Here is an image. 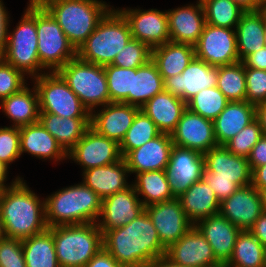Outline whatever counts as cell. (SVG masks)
<instances>
[{
  "label": "cell",
  "mask_w": 266,
  "mask_h": 267,
  "mask_svg": "<svg viewBox=\"0 0 266 267\" xmlns=\"http://www.w3.org/2000/svg\"><path fill=\"white\" fill-rule=\"evenodd\" d=\"M9 15L6 11V7L3 4L2 0H0V55L6 48L7 36L9 32Z\"/></svg>",
  "instance_id": "54"
},
{
  "label": "cell",
  "mask_w": 266,
  "mask_h": 267,
  "mask_svg": "<svg viewBox=\"0 0 266 267\" xmlns=\"http://www.w3.org/2000/svg\"><path fill=\"white\" fill-rule=\"evenodd\" d=\"M217 88L229 101H246L245 66L242 61L218 66Z\"/></svg>",
  "instance_id": "39"
},
{
  "label": "cell",
  "mask_w": 266,
  "mask_h": 267,
  "mask_svg": "<svg viewBox=\"0 0 266 267\" xmlns=\"http://www.w3.org/2000/svg\"><path fill=\"white\" fill-rule=\"evenodd\" d=\"M103 248L124 267H147L166 254L146 211L127 225L105 231Z\"/></svg>",
  "instance_id": "1"
},
{
  "label": "cell",
  "mask_w": 266,
  "mask_h": 267,
  "mask_svg": "<svg viewBox=\"0 0 266 267\" xmlns=\"http://www.w3.org/2000/svg\"><path fill=\"white\" fill-rule=\"evenodd\" d=\"M263 212L260 192L252 184L220 202L219 214L241 230H249Z\"/></svg>",
  "instance_id": "19"
},
{
  "label": "cell",
  "mask_w": 266,
  "mask_h": 267,
  "mask_svg": "<svg viewBox=\"0 0 266 267\" xmlns=\"http://www.w3.org/2000/svg\"><path fill=\"white\" fill-rule=\"evenodd\" d=\"M251 184L258 190L266 187V165L256 167L252 171V183Z\"/></svg>",
  "instance_id": "56"
},
{
  "label": "cell",
  "mask_w": 266,
  "mask_h": 267,
  "mask_svg": "<svg viewBox=\"0 0 266 267\" xmlns=\"http://www.w3.org/2000/svg\"><path fill=\"white\" fill-rule=\"evenodd\" d=\"M255 119V105L247 101H229L213 121L218 145H225Z\"/></svg>",
  "instance_id": "29"
},
{
  "label": "cell",
  "mask_w": 266,
  "mask_h": 267,
  "mask_svg": "<svg viewBox=\"0 0 266 267\" xmlns=\"http://www.w3.org/2000/svg\"><path fill=\"white\" fill-rule=\"evenodd\" d=\"M235 29L205 24L195 47V57L212 66H223L239 60Z\"/></svg>",
  "instance_id": "11"
},
{
  "label": "cell",
  "mask_w": 266,
  "mask_h": 267,
  "mask_svg": "<svg viewBox=\"0 0 266 267\" xmlns=\"http://www.w3.org/2000/svg\"><path fill=\"white\" fill-rule=\"evenodd\" d=\"M173 145L171 134L160 133L141 147L131 150L124 157L129 173L165 170Z\"/></svg>",
  "instance_id": "22"
},
{
  "label": "cell",
  "mask_w": 266,
  "mask_h": 267,
  "mask_svg": "<svg viewBox=\"0 0 266 267\" xmlns=\"http://www.w3.org/2000/svg\"><path fill=\"white\" fill-rule=\"evenodd\" d=\"M0 267H27L21 239L0 240Z\"/></svg>",
  "instance_id": "49"
},
{
  "label": "cell",
  "mask_w": 266,
  "mask_h": 267,
  "mask_svg": "<svg viewBox=\"0 0 266 267\" xmlns=\"http://www.w3.org/2000/svg\"><path fill=\"white\" fill-rule=\"evenodd\" d=\"M262 135L261 126L255 118L224 146L234 155L247 158L250 155L251 149L259 141Z\"/></svg>",
  "instance_id": "45"
},
{
  "label": "cell",
  "mask_w": 266,
  "mask_h": 267,
  "mask_svg": "<svg viewBox=\"0 0 266 267\" xmlns=\"http://www.w3.org/2000/svg\"><path fill=\"white\" fill-rule=\"evenodd\" d=\"M236 3L243 11H258L260 4L256 0H232Z\"/></svg>",
  "instance_id": "59"
},
{
  "label": "cell",
  "mask_w": 266,
  "mask_h": 267,
  "mask_svg": "<svg viewBox=\"0 0 266 267\" xmlns=\"http://www.w3.org/2000/svg\"><path fill=\"white\" fill-rule=\"evenodd\" d=\"M20 130L19 127L0 128V161L6 165L20 158Z\"/></svg>",
  "instance_id": "47"
},
{
  "label": "cell",
  "mask_w": 266,
  "mask_h": 267,
  "mask_svg": "<svg viewBox=\"0 0 266 267\" xmlns=\"http://www.w3.org/2000/svg\"><path fill=\"white\" fill-rule=\"evenodd\" d=\"M259 4H261L264 0H256Z\"/></svg>",
  "instance_id": "67"
},
{
  "label": "cell",
  "mask_w": 266,
  "mask_h": 267,
  "mask_svg": "<svg viewBox=\"0 0 266 267\" xmlns=\"http://www.w3.org/2000/svg\"><path fill=\"white\" fill-rule=\"evenodd\" d=\"M165 257L176 265L186 267L220 265L214 256L211 245L195 225L166 249Z\"/></svg>",
  "instance_id": "18"
},
{
  "label": "cell",
  "mask_w": 266,
  "mask_h": 267,
  "mask_svg": "<svg viewBox=\"0 0 266 267\" xmlns=\"http://www.w3.org/2000/svg\"><path fill=\"white\" fill-rule=\"evenodd\" d=\"M218 67L194 57L181 74L164 79V90L187 103L199 91L217 86Z\"/></svg>",
  "instance_id": "16"
},
{
  "label": "cell",
  "mask_w": 266,
  "mask_h": 267,
  "mask_svg": "<svg viewBox=\"0 0 266 267\" xmlns=\"http://www.w3.org/2000/svg\"><path fill=\"white\" fill-rule=\"evenodd\" d=\"M20 153L25 152L39 159L61 161L67 153L40 122L19 127Z\"/></svg>",
  "instance_id": "27"
},
{
  "label": "cell",
  "mask_w": 266,
  "mask_h": 267,
  "mask_svg": "<svg viewBox=\"0 0 266 267\" xmlns=\"http://www.w3.org/2000/svg\"><path fill=\"white\" fill-rule=\"evenodd\" d=\"M194 57L195 47L184 43L168 41L151 49V59L163 80L181 74Z\"/></svg>",
  "instance_id": "33"
},
{
  "label": "cell",
  "mask_w": 266,
  "mask_h": 267,
  "mask_svg": "<svg viewBox=\"0 0 266 267\" xmlns=\"http://www.w3.org/2000/svg\"><path fill=\"white\" fill-rule=\"evenodd\" d=\"M57 72L90 113L98 106L103 108L111 103L104 66L75 57Z\"/></svg>",
  "instance_id": "8"
},
{
  "label": "cell",
  "mask_w": 266,
  "mask_h": 267,
  "mask_svg": "<svg viewBox=\"0 0 266 267\" xmlns=\"http://www.w3.org/2000/svg\"><path fill=\"white\" fill-rule=\"evenodd\" d=\"M39 122L68 153L90 127V118H65L51 113H39Z\"/></svg>",
  "instance_id": "32"
},
{
  "label": "cell",
  "mask_w": 266,
  "mask_h": 267,
  "mask_svg": "<svg viewBox=\"0 0 266 267\" xmlns=\"http://www.w3.org/2000/svg\"><path fill=\"white\" fill-rule=\"evenodd\" d=\"M37 47L36 5H27L16 28L8 32L6 48L0 57L24 76L34 79L45 70L40 64Z\"/></svg>",
  "instance_id": "7"
},
{
  "label": "cell",
  "mask_w": 266,
  "mask_h": 267,
  "mask_svg": "<svg viewBox=\"0 0 266 267\" xmlns=\"http://www.w3.org/2000/svg\"><path fill=\"white\" fill-rule=\"evenodd\" d=\"M171 137L174 145L193 149L202 154L218 145L213 121L192 112L188 108L182 113Z\"/></svg>",
  "instance_id": "20"
},
{
  "label": "cell",
  "mask_w": 266,
  "mask_h": 267,
  "mask_svg": "<svg viewBox=\"0 0 266 267\" xmlns=\"http://www.w3.org/2000/svg\"><path fill=\"white\" fill-rule=\"evenodd\" d=\"M84 267H124L102 248Z\"/></svg>",
  "instance_id": "52"
},
{
  "label": "cell",
  "mask_w": 266,
  "mask_h": 267,
  "mask_svg": "<svg viewBox=\"0 0 266 267\" xmlns=\"http://www.w3.org/2000/svg\"><path fill=\"white\" fill-rule=\"evenodd\" d=\"M151 59V49L137 39H131L115 56L111 65L121 68H138Z\"/></svg>",
  "instance_id": "44"
},
{
  "label": "cell",
  "mask_w": 266,
  "mask_h": 267,
  "mask_svg": "<svg viewBox=\"0 0 266 267\" xmlns=\"http://www.w3.org/2000/svg\"><path fill=\"white\" fill-rule=\"evenodd\" d=\"M135 176L136 180L132 185L137 195L144 197V200H140L145 207L175 198L172 195L165 170L140 172Z\"/></svg>",
  "instance_id": "37"
},
{
  "label": "cell",
  "mask_w": 266,
  "mask_h": 267,
  "mask_svg": "<svg viewBox=\"0 0 266 267\" xmlns=\"http://www.w3.org/2000/svg\"><path fill=\"white\" fill-rule=\"evenodd\" d=\"M246 101L257 105L266 101V70L245 67Z\"/></svg>",
  "instance_id": "48"
},
{
  "label": "cell",
  "mask_w": 266,
  "mask_h": 267,
  "mask_svg": "<svg viewBox=\"0 0 266 267\" xmlns=\"http://www.w3.org/2000/svg\"><path fill=\"white\" fill-rule=\"evenodd\" d=\"M27 267H60L52 232L45 231L22 240Z\"/></svg>",
  "instance_id": "36"
},
{
  "label": "cell",
  "mask_w": 266,
  "mask_h": 267,
  "mask_svg": "<svg viewBox=\"0 0 266 267\" xmlns=\"http://www.w3.org/2000/svg\"><path fill=\"white\" fill-rule=\"evenodd\" d=\"M111 102L128 104V94L132 93L133 68H121L115 65L104 66Z\"/></svg>",
  "instance_id": "43"
},
{
  "label": "cell",
  "mask_w": 266,
  "mask_h": 267,
  "mask_svg": "<svg viewBox=\"0 0 266 267\" xmlns=\"http://www.w3.org/2000/svg\"><path fill=\"white\" fill-rule=\"evenodd\" d=\"M4 114L12 120L13 127H22L39 122L38 93L26 85L19 92L10 95L1 102Z\"/></svg>",
  "instance_id": "34"
},
{
  "label": "cell",
  "mask_w": 266,
  "mask_h": 267,
  "mask_svg": "<svg viewBox=\"0 0 266 267\" xmlns=\"http://www.w3.org/2000/svg\"><path fill=\"white\" fill-rule=\"evenodd\" d=\"M235 31L240 61L266 46V21L259 10L244 12Z\"/></svg>",
  "instance_id": "31"
},
{
  "label": "cell",
  "mask_w": 266,
  "mask_h": 267,
  "mask_svg": "<svg viewBox=\"0 0 266 267\" xmlns=\"http://www.w3.org/2000/svg\"><path fill=\"white\" fill-rule=\"evenodd\" d=\"M82 172V182L102 199L131 185L127 182L129 170L123 157L113 164L93 167Z\"/></svg>",
  "instance_id": "26"
},
{
  "label": "cell",
  "mask_w": 266,
  "mask_h": 267,
  "mask_svg": "<svg viewBox=\"0 0 266 267\" xmlns=\"http://www.w3.org/2000/svg\"><path fill=\"white\" fill-rule=\"evenodd\" d=\"M255 118L261 126L263 135L266 136V101L255 105Z\"/></svg>",
  "instance_id": "57"
},
{
  "label": "cell",
  "mask_w": 266,
  "mask_h": 267,
  "mask_svg": "<svg viewBox=\"0 0 266 267\" xmlns=\"http://www.w3.org/2000/svg\"><path fill=\"white\" fill-rule=\"evenodd\" d=\"M36 28L39 61L47 72L58 71L68 61L77 57V50L42 5H36Z\"/></svg>",
  "instance_id": "10"
},
{
  "label": "cell",
  "mask_w": 266,
  "mask_h": 267,
  "mask_svg": "<svg viewBox=\"0 0 266 267\" xmlns=\"http://www.w3.org/2000/svg\"><path fill=\"white\" fill-rule=\"evenodd\" d=\"M195 226L211 245L216 260L227 264L241 229L220 214L200 219Z\"/></svg>",
  "instance_id": "25"
},
{
  "label": "cell",
  "mask_w": 266,
  "mask_h": 267,
  "mask_svg": "<svg viewBox=\"0 0 266 267\" xmlns=\"http://www.w3.org/2000/svg\"><path fill=\"white\" fill-rule=\"evenodd\" d=\"M228 102L226 96L215 86L199 91L186 103V106L192 112L214 121Z\"/></svg>",
  "instance_id": "42"
},
{
  "label": "cell",
  "mask_w": 266,
  "mask_h": 267,
  "mask_svg": "<svg viewBox=\"0 0 266 267\" xmlns=\"http://www.w3.org/2000/svg\"><path fill=\"white\" fill-rule=\"evenodd\" d=\"M42 6L56 20L76 50L111 9L102 0H48Z\"/></svg>",
  "instance_id": "4"
},
{
  "label": "cell",
  "mask_w": 266,
  "mask_h": 267,
  "mask_svg": "<svg viewBox=\"0 0 266 267\" xmlns=\"http://www.w3.org/2000/svg\"><path fill=\"white\" fill-rule=\"evenodd\" d=\"M67 158L78 163L83 171L118 162L122 156L119 144L89 127L83 137L67 153Z\"/></svg>",
  "instance_id": "13"
},
{
  "label": "cell",
  "mask_w": 266,
  "mask_h": 267,
  "mask_svg": "<svg viewBox=\"0 0 266 267\" xmlns=\"http://www.w3.org/2000/svg\"><path fill=\"white\" fill-rule=\"evenodd\" d=\"M259 11L263 14V17L266 21V0H264L261 4H260V8Z\"/></svg>",
  "instance_id": "62"
},
{
  "label": "cell",
  "mask_w": 266,
  "mask_h": 267,
  "mask_svg": "<svg viewBox=\"0 0 266 267\" xmlns=\"http://www.w3.org/2000/svg\"><path fill=\"white\" fill-rule=\"evenodd\" d=\"M145 211L137 192L131 184L125 190L102 199L101 212L96 224L102 233L127 225Z\"/></svg>",
  "instance_id": "17"
},
{
  "label": "cell",
  "mask_w": 266,
  "mask_h": 267,
  "mask_svg": "<svg viewBox=\"0 0 266 267\" xmlns=\"http://www.w3.org/2000/svg\"><path fill=\"white\" fill-rule=\"evenodd\" d=\"M204 168L201 152L173 145L165 169L172 195L179 198L193 183L201 180Z\"/></svg>",
  "instance_id": "12"
},
{
  "label": "cell",
  "mask_w": 266,
  "mask_h": 267,
  "mask_svg": "<svg viewBox=\"0 0 266 267\" xmlns=\"http://www.w3.org/2000/svg\"><path fill=\"white\" fill-rule=\"evenodd\" d=\"M128 21L133 39L146 44L150 49L170 41L167 12L157 9L117 8Z\"/></svg>",
  "instance_id": "14"
},
{
  "label": "cell",
  "mask_w": 266,
  "mask_h": 267,
  "mask_svg": "<svg viewBox=\"0 0 266 267\" xmlns=\"http://www.w3.org/2000/svg\"><path fill=\"white\" fill-rule=\"evenodd\" d=\"M263 267H266V247H265V252H264Z\"/></svg>",
  "instance_id": "65"
},
{
  "label": "cell",
  "mask_w": 266,
  "mask_h": 267,
  "mask_svg": "<svg viewBox=\"0 0 266 267\" xmlns=\"http://www.w3.org/2000/svg\"><path fill=\"white\" fill-rule=\"evenodd\" d=\"M251 170L266 165V136L262 135L247 157Z\"/></svg>",
  "instance_id": "51"
},
{
  "label": "cell",
  "mask_w": 266,
  "mask_h": 267,
  "mask_svg": "<svg viewBox=\"0 0 266 267\" xmlns=\"http://www.w3.org/2000/svg\"><path fill=\"white\" fill-rule=\"evenodd\" d=\"M203 155L205 168L215 178L232 179L239 187L251 185L252 170L246 157L234 155L224 145H217Z\"/></svg>",
  "instance_id": "23"
},
{
  "label": "cell",
  "mask_w": 266,
  "mask_h": 267,
  "mask_svg": "<svg viewBox=\"0 0 266 267\" xmlns=\"http://www.w3.org/2000/svg\"><path fill=\"white\" fill-rule=\"evenodd\" d=\"M48 0H29L28 5H43Z\"/></svg>",
  "instance_id": "63"
},
{
  "label": "cell",
  "mask_w": 266,
  "mask_h": 267,
  "mask_svg": "<svg viewBox=\"0 0 266 267\" xmlns=\"http://www.w3.org/2000/svg\"><path fill=\"white\" fill-rule=\"evenodd\" d=\"M164 80L156 64L150 59L145 65L133 68L132 93L128 104L141 108L147 101L164 90Z\"/></svg>",
  "instance_id": "35"
},
{
  "label": "cell",
  "mask_w": 266,
  "mask_h": 267,
  "mask_svg": "<svg viewBox=\"0 0 266 267\" xmlns=\"http://www.w3.org/2000/svg\"><path fill=\"white\" fill-rule=\"evenodd\" d=\"M249 231L257 238L261 244L266 247V212L264 211L261 216L256 220L254 225Z\"/></svg>",
  "instance_id": "55"
},
{
  "label": "cell",
  "mask_w": 266,
  "mask_h": 267,
  "mask_svg": "<svg viewBox=\"0 0 266 267\" xmlns=\"http://www.w3.org/2000/svg\"><path fill=\"white\" fill-rule=\"evenodd\" d=\"M242 63L245 67L266 70V46L246 56Z\"/></svg>",
  "instance_id": "53"
},
{
  "label": "cell",
  "mask_w": 266,
  "mask_h": 267,
  "mask_svg": "<svg viewBox=\"0 0 266 267\" xmlns=\"http://www.w3.org/2000/svg\"><path fill=\"white\" fill-rule=\"evenodd\" d=\"M147 267H186V266L176 265L172 263L167 257L163 256L160 258H156Z\"/></svg>",
  "instance_id": "60"
},
{
  "label": "cell",
  "mask_w": 266,
  "mask_h": 267,
  "mask_svg": "<svg viewBox=\"0 0 266 267\" xmlns=\"http://www.w3.org/2000/svg\"><path fill=\"white\" fill-rule=\"evenodd\" d=\"M207 24L235 29L243 11L232 0H204L202 2Z\"/></svg>",
  "instance_id": "41"
},
{
  "label": "cell",
  "mask_w": 266,
  "mask_h": 267,
  "mask_svg": "<svg viewBox=\"0 0 266 267\" xmlns=\"http://www.w3.org/2000/svg\"><path fill=\"white\" fill-rule=\"evenodd\" d=\"M25 76L0 57V102L28 85Z\"/></svg>",
  "instance_id": "46"
},
{
  "label": "cell",
  "mask_w": 266,
  "mask_h": 267,
  "mask_svg": "<svg viewBox=\"0 0 266 267\" xmlns=\"http://www.w3.org/2000/svg\"><path fill=\"white\" fill-rule=\"evenodd\" d=\"M103 107L97 113L91 112L90 127L120 144L141 109L122 102H111Z\"/></svg>",
  "instance_id": "21"
},
{
  "label": "cell",
  "mask_w": 266,
  "mask_h": 267,
  "mask_svg": "<svg viewBox=\"0 0 266 267\" xmlns=\"http://www.w3.org/2000/svg\"><path fill=\"white\" fill-rule=\"evenodd\" d=\"M160 133L154 121L140 110L119 144L121 156L124 158L131 150L141 147Z\"/></svg>",
  "instance_id": "40"
},
{
  "label": "cell",
  "mask_w": 266,
  "mask_h": 267,
  "mask_svg": "<svg viewBox=\"0 0 266 267\" xmlns=\"http://www.w3.org/2000/svg\"><path fill=\"white\" fill-rule=\"evenodd\" d=\"M215 267H228L226 264H220V265H217Z\"/></svg>",
  "instance_id": "66"
},
{
  "label": "cell",
  "mask_w": 266,
  "mask_h": 267,
  "mask_svg": "<svg viewBox=\"0 0 266 267\" xmlns=\"http://www.w3.org/2000/svg\"><path fill=\"white\" fill-rule=\"evenodd\" d=\"M60 267H84L103 248V233L96 223L48 228Z\"/></svg>",
  "instance_id": "6"
},
{
  "label": "cell",
  "mask_w": 266,
  "mask_h": 267,
  "mask_svg": "<svg viewBox=\"0 0 266 267\" xmlns=\"http://www.w3.org/2000/svg\"><path fill=\"white\" fill-rule=\"evenodd\" d=\"M33 81L38 93L39 113L65 118H90L91 113L57 71H44Z\"/></svg>",
  "instance_id": "9"
},
{
  "label": "cell",
  "mask_w": 266,
  "mask_h": 267,
  "mask_svg": "<svg viewBox=\"0 0 266 267\" xmlns=\"http://www.w3.org/2000/svg\"><path fill=\"white\" fill-rule=\"evenodd\" d=\"M102 198L83 182L57 190L45 198V219L49 227L96 223Z\"/></svg>",
  "instance_id": "3"
},
{
  "label": "cell",
  "mask_w": 266,
  "mask_h": 267,
  "mask_svg": "<svg viewBox=\"0 0 266 267\" xmlns=\"http://www.w3.org/2000/svg\"><path fill=\"white\" fill-rule=\"evenodd\" d=\"M5 233H4V229H3V223H2V220L0 218V240L5 238Z\"/></svg>",
  "instance_id": "64"
},
{
  "label": "cell",
  "mask_w": 266,
  "mask_h": 267,
  "mask_svg": "<svg viewBox=\"0 0 266 267\" xmlns=\"http://www.w3.org/2000/svg\"><path fill=\"white\" fill-rule=\"evenodd\" d=\"M145 211L166 249L177 242L194 225L186 216L178 198L148 205Z\"/></svg>",
  "instance_id": "15"
},
{
  "label": "cell",
  "mask_w": 266,
  "mask_h": 267,
  "mask_svg": "<svg viewBox=\"0 0 266 267\" xmlns=\"http://www.w3.org/2000/svg\"><path fill=\"white\" fill-rule=\"evenodd\" d=\"M8 168V165L0 161V191L15 185L21 179V177L17 176L14 181L12 180L11 185H7L5 182L7 181Z\"/></svg>",
  "instance_id": "58"
},
{
  "label": "cell",
  "mask_w": 266,
  "mask_h": 267,
  "mask_svg": "<svg viewBox=\"0 0 266 267\" xmlns=\"http://www.w3.org/2000/svg\"><path fill=\"white\" fill-rule=\"evenodd\" d=\"M202 179L213 189L216 198L220 202L228 198L239 188L232 179L215 178V175L206 168L203 170Z\"/></svg>",
  "instance_id": "50"
},
{
  "label": "cell",
  "mask_w": 266,
  "mask_h": 267,
  "mask_svg": "<svg viewBox=\"0 0 266 267\" xmlns=\"http://www.w3.org/2000/svg\"><path fill=\"white\" fill-rule=\"evenodd\" d=\"M178 199L194 225L200 219L219 214L220 201L203 179L193 183Z\"/></svg>",
  "instance_id": "30"
},
{
  "label": "cell",
  "mask_w": 266,
  "mask_h": 267,
  "mask_svg": "<svg viewBox=\"0 0 266 267\" xmlns=\"http://www.w3.org/2000/svg\"><path fill=\"white\" fill-rule=\"evenodd\" d=\"M265 247L249 230H241L228 267H263Z\"/></svg>",
  "instance_id": "38"
},
{
  "label": "cell",
  "mask_w": 266,
  "mask_h": 267,
  "mask_svg": "<svg viewBox=\"0 0 266 267\" xmlns=\"http://www.w3.org/2000/svg\"><path fill=\"white\" fill-rule=\"evenodd\" d=\"M262 199L263 210L266 212V187L259 190Z\"/></svg>",
  "instance_id": "61"
},
{
  "label": "cell",
  "mask_w": 266,
  "mask_h": 267,
  "mask_svg": "<svg viewBox=\"0 0 266 267\" xmlns=\"http://www.w3.org/2000/svg\"><path fill=\"white\" fill-rule=\"evenodd\" d=\"M186 108V103L180 97L163 90L140 109L154 121L161 133L171 134Z\"/></svg>",
  "instance_id": "28"
},
{
  "label": "cell",
  "mask_w": 266,
  "mask_h": 267,
  "mask_svg": "<svg viewBox=\"0 0 266 267\" xmlns=\"http://www.w3.org/2000/svg\"><path fill=\"white\" fill-rule=\"evenodd\" d=\"M131 39L128 21L113 7L77 50V57L85 62L105 66L113 62L115 56Z\"/></svg>",
  "instance_id": "5"
},
{
  "label": "cell",
  "mask_w": 266,
  "mask_h": 267,
  "mask_svg": "<svg viewBox=\"0 0 266 267\" xmlns=\"http://www.w3.org/2000/svg\"><path fill=\"white\" fill-rule=\"evenodd\" d=\"M170 41L195 46L206 24L201 2L166 10Z\"/></svg>",
  "instance_id": "24"
},
{
  "label": "cell",
  "mask_w": 266,
  "mask_h": 267,
  "mask_svg": "<svg viewBox=\"0 0 266 267\" xmlns=\"http://www.w3.org/2000/svg\"><path fill=\"white\" fill-rule=\"evenodd\" d=\"M23 179L0 191V218L7 238L23 240L48 228L45 200H40Z\"/></svg>",
  "instance_id": "2"
}]
</instances>
